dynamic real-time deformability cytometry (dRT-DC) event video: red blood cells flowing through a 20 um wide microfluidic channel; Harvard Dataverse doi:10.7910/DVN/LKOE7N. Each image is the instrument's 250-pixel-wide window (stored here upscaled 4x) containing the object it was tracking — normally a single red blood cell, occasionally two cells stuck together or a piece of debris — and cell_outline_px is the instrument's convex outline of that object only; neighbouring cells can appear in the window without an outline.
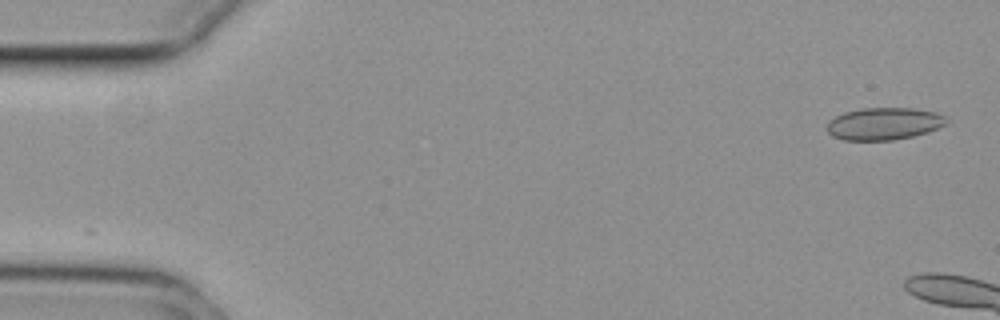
{"species": "common noctule bat (a hibernating species)", "species_latin": "Nyctalus noctula", "temperature_condition": "cold", "stored_images_in_passage": 9, "camera_frame_rate_fps": 3000, "um_per_image_px": 0.085, "animal": {"sex": "female", "body_mass_g": 29.2, "forearm_length_mm": 56.3}, "frame": {"image": 1, "passage_image": 2, "time_ms": 0.333, "image_size_px": [1000, 320], "cell_outline_px": [[948, 124], [928, 132], [912, 136], [892, 140], [844, 140], [832, 136], [828, 132], [828, 120], [844, 112], [864, 108], [916, 108], [936, 112], [948, 116]], "centroid_in_image_um": [75.19, 10.51], "position_along_channel_um": 9.8, "area_um2": 22.66}}